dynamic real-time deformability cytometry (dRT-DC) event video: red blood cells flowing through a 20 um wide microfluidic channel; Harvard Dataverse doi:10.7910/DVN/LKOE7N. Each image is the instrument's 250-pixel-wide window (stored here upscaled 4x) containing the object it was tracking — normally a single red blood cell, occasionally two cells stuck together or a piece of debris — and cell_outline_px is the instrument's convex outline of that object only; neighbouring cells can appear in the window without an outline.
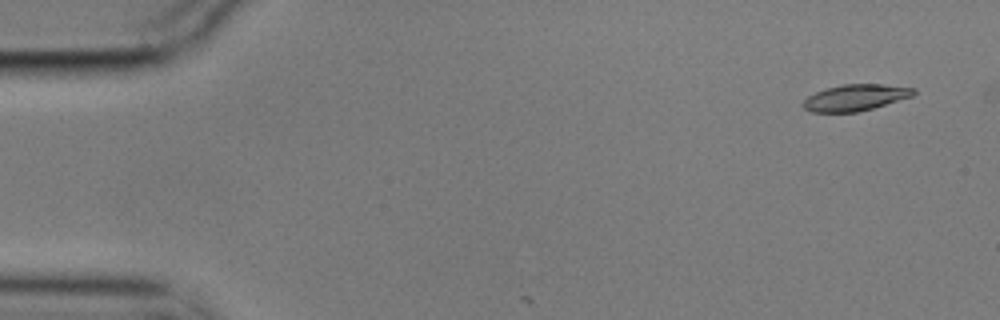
{"species": "common noctule bat (a hibernating species)", "species_latin": "Nyctalus noctula", "temperature_condition": "cold", "stored_images_in_passage": 6, "camera_frame_rate_fps": 3000, "um_per_image_px": 0.085, "animal": {"sex": "male", "body_mass_g": 17.9}, "frame": {"image": 1, "passage_image": 1, "time_ms": 0.0, "image_size_px": [1000, 320], "cell_outline_px": [[916, 92], [912, 96], [872, 108], [856, 112], [812, 112], [804, 108], [800, 104], [808, 96], [824, 88], [844, 84], [884, 84], [916, 88]], "centroid_in_image_um": [72.68, 8.28], "position_along_channel_um": 12.3, "area_um2": 16.94}}